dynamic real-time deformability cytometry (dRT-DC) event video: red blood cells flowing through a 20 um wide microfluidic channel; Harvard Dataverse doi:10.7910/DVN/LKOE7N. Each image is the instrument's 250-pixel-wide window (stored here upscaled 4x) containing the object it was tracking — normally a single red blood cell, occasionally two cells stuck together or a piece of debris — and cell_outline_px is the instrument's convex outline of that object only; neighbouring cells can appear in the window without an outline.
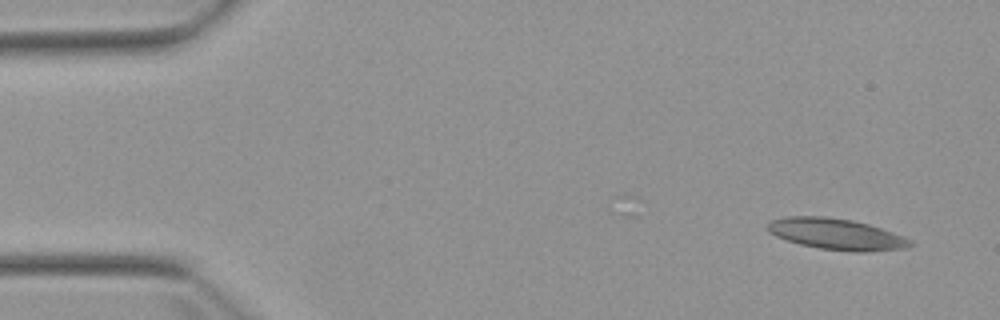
{"species": "Egyptian fruit bat (a non-hibernating species)", "species_latin": "Rousettus aegyptiacus", "temperature_condition": "warm", "stored_images_in_passage": 4, "camera_frame_rate_fps": 3000, "um_per_image_px": 0.085, "animal": {"sex": "female"}, "frame": {"image": 1, "passage_image": 1, "time_ms": 0.0, "image_size_px": [1000, 320], "cell_outline_px": [[912, 244], [908, 248], [864, 252], [856, 252], [820, 248], [800, 244], [776, 236], [768, 232], [768, 224], [772, 220], [788, 216], [824, 216], [852, 220], [868, 224], [892, 232], [912, 240]], "centroid_in_image_um": [71.1, 19.9], "position_along_channel_um": 13.9, "area_um2": 25.66}}
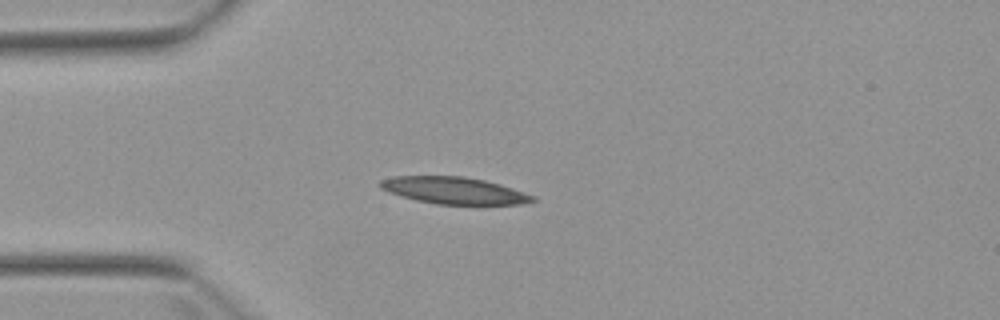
{"frame": {"image": 2, "passage_image": 4, "time_ms": 3.333, "image_size_px": [1000, 320], "cell_outline_px": [[536, 200], [520, 204], [436, 204], [416, 200], [400, 196], [388, 192], [380, 188], [376, 184], [380, 180], [392, 176], [464, 176], [484, 180], [500, 184], [536, 196]], "centroid_in_image_um": [38.54, 16.18], "position_along_channel_um": 46.5, "area_um2": 23.99}}